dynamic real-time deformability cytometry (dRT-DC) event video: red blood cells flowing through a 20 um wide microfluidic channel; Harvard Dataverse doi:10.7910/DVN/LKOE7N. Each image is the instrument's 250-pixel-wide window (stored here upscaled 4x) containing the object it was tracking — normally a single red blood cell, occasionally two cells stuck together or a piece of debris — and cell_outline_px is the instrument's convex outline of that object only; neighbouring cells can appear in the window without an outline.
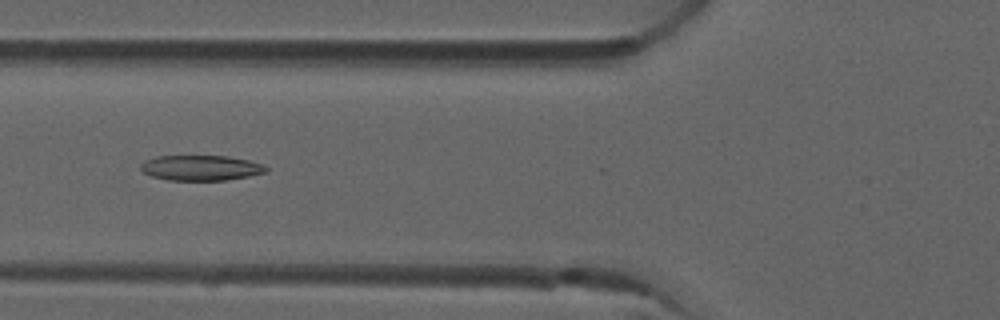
{"species": "common noctule bat (a hibernating species)", "species_latin": "Nyctalus noctula", "temperature_condition": "room temperature", "stored_images_in_passage": 8, "camera_frame_rate_fps": 3000, "um_per_image_px": 0.085, "animal": {"sex": "male", "forearm_length_mm": 52.5}, "frame": {"image": 1, "passage_image": 6, "time_ms": 1.667, "image_size_px": [1000, 320], "cell_outline_px": [[268, 172], [248, 176], [224, 180], [168, 180], [152, 176], [144, 172], [140, 168], [140, 164], [144, 160], [156, 156], [228, 156], [248, 160], [260, 164], [268, 168]], "centroid_in_image_um": [17.05, 14.26], "position_along_channel_um": 108.8, "area_um2": 18.38}}
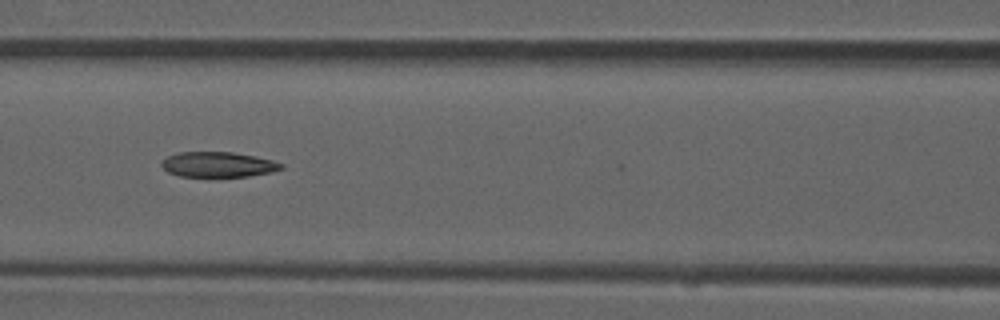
{"frame": {"image": 2, "passage_image": 7, "time_ms": 2.0, "image_size_px": [1000, 320], "cell_outline_px": [[284, 168], [272, 172], [248, 176], [180, 176], [168, 172], [160, 164], [168, 156], [180, 152], [232, 152], [256, 156], [272, 160], [284, 164]], "centroid_in_image_um": [18.58, 13.98], "position_along_channel_um": 148.0, "area_um2": 17.46}}
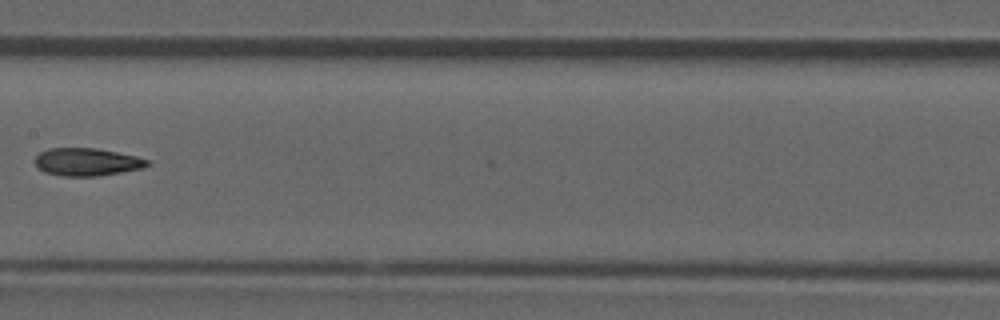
{"frame": {"image": 3, "passage_image": 8, "time_ms": 2.333, "image_size_px": [1000, 320], "cell_outline_px": [[152, 164], [144, 168], [96, 176], [60, 176], [44, 172], [32, 160], [40, 152], [48, 148], [96, 148], [136, 156], [148, 160]], "centroid_in_image_um": [7.37, 13.76], "position_along_channel_um": 200.0, "area_um2": 18.21}}